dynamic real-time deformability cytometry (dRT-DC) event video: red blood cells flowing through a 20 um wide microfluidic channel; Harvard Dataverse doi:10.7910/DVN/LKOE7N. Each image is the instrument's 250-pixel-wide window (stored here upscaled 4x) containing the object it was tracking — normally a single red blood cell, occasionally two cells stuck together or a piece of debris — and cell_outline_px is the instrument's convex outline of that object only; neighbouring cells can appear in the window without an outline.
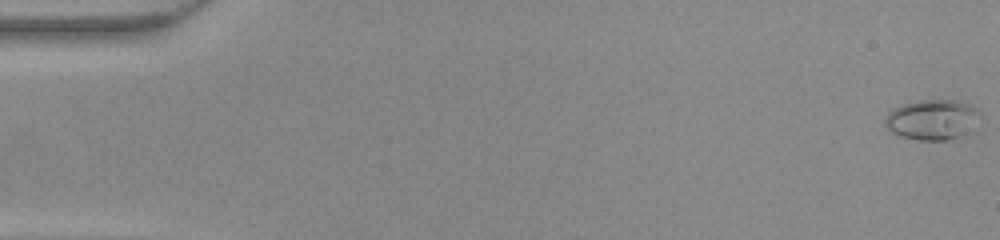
{"species": "common noctule bat (a hibernating species)", "species_latin": "Nyctalus noctula", "temperature_condition": "warm", "stored_images_in_passage": 46, "camera_frame_rate_fps": 3000, "um_per_image_px": 0.085, "animal": {"sex": "female", "body_mass_g": 22.0, "forearm_length_mm": 56.7}, "frame": {"image": 1, "passage_image": 1, "time_ms": 0.0, "image_size_px": [1000, 240], "cell_outline_px": [[980, 112], [956, 136], [948, 140], [920, 140], [900, 136], [892, 132], [884, 124], [884, 116], [888, 112], [904, 104], [920, 100], [952, 100], [968, 104]], "centroid_in_image_um": [79.06, 10.15], "position_along_channel_um": 5.9, "area_um2": 21.04}}
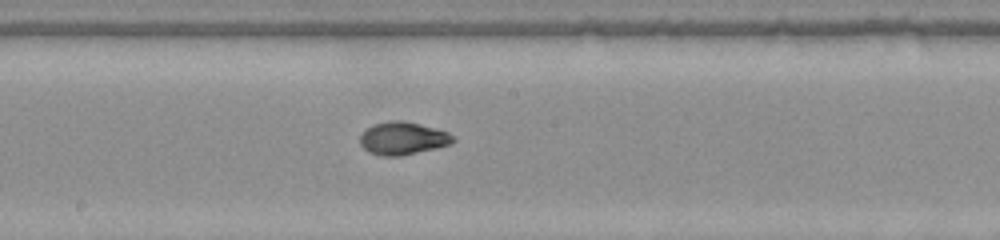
{"frame": {"image": 2, "passage_image": 27, "time_ms": 8.667, "image_size_px": [1000, 240], "cell_outline_px": [[456, 140], [448, 144], [436, 148], [400, 156], [380, 156], [368, 152], [360, 144], [360, 136], [372, 124], [388, 120], [400, 120], [420, 124], [448, 132]], "centroid_in_image_um": [34.2, 11.76], "position_along_channel_um": 214.0, "area_um2": 17.69}}
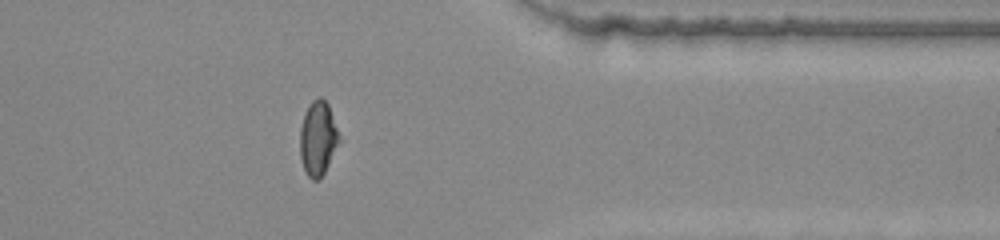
{"frame": {"image": 3, "passage_image": 40, "time_ms": 13.0, "image_size_px": [1000, 240], "cell_outline_px": [[340, 140], [324, 172], [316, 180], [312, 180], [304, 172], [300, 160], [300, 128], [308, 104], [312, 100], [320, 96], [328, 104], [340, 136]], "centroid_in_image_um": [27.0, 11.75], "position_along_channel_um": 384.4, "area_um2": 16.88}}